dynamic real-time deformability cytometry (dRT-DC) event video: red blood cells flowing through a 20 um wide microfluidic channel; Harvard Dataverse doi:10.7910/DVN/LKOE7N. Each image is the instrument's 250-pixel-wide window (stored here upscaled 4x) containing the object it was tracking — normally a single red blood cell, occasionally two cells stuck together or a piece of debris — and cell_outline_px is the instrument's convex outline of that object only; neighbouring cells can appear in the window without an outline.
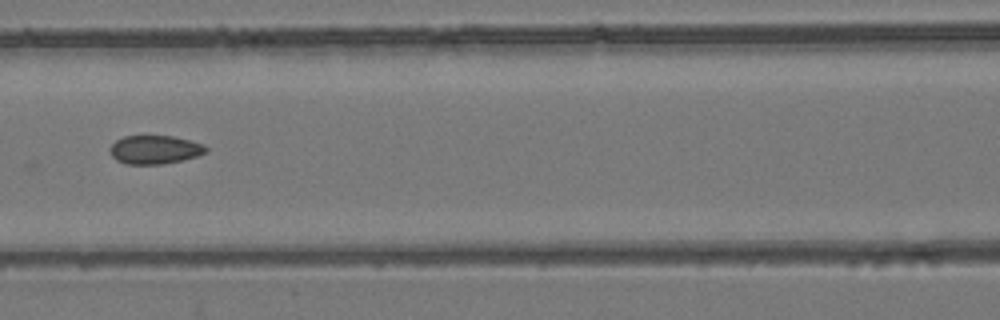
{"species": "common noctule bat (a hibernating species)", "species_latin": "Nyctalus noctula", "temperature_condition": "room temperature", "stored_images_in_passage": 6, "camera_frame_rate_fps": 3000, "um_per_image_px": 0.085, "animal": {"sex": "female", "body_mass_g": 24.6, "forearm_length_mm": 56.2}, "frame": {"image": 1, "passage_image": 6, "time_ms": 1.667, "image_size_px": [1000, 320], "cell_outline_px": [[208, 152], [196, 156], [164, 164], [128, 164], [116, 160], [112, 156], [108, 148], [116, 140], [124, 136], [172, 136], [204, 144], [208, 148]], "centroid_in_image_um": [13.15, 12.72], "position_along_channel_um": 153.5, "area_um2": 15.95}}